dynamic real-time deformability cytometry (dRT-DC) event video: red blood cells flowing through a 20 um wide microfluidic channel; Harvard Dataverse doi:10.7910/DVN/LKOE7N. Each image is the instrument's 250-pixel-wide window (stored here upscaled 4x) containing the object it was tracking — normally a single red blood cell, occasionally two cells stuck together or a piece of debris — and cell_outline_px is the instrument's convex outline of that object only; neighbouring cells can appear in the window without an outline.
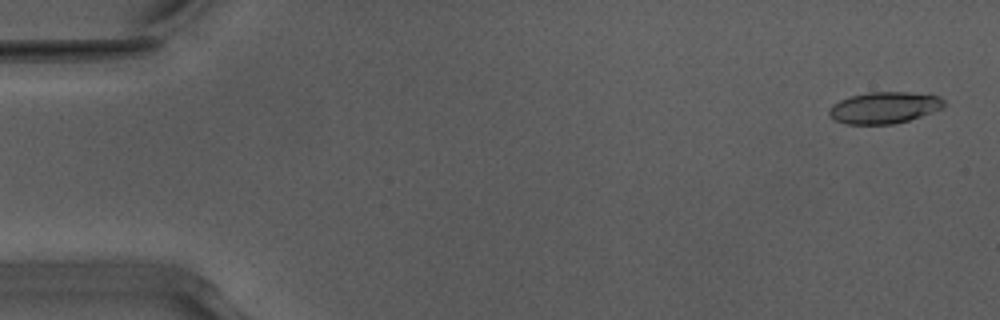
{"species": "Egyptian fruit bat (a non-hibernating species)", "species_latin": "Rousettus aegyptiacus", "temperature_condition": "warm", "stored_images_in_passage": 52, "camera_frame_rate_fps": 3000, "um_per_image_px": 0.085, "animal": {"sex": "male"}, "frame": {"image": 1, "passage_image": 2, "time_ms": 0.333, "image_size_px": [1000, 320], "cell_outline_px": [[944, 108], [908, 120], [892, 124], [844, 124], [828, 116], [828, 108], [832, 104], [840, 100], [852, 96], [868, 92], [908, 92], [940, 96], [944, 100]], "centroid_in_image_um": [75.14, 9.15], "position_along_channel_um": 9.9, "area_um2": 21.15}}
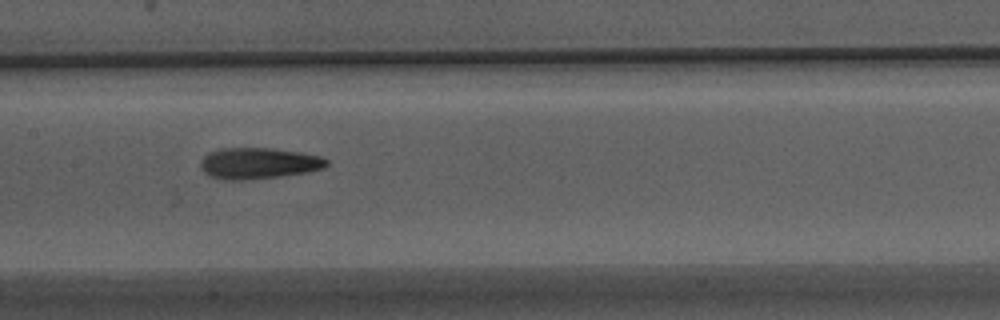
{"frame": {"image": 2, "passage_image": 26, "time_ms": 8.333, "image_size_px": [1000, 320], "cell_outline_px": [[328, 164], [324, 168], [308, 172], [280, 176], [240, 180], [228, 180], [212, 176], [204, 172], [200, 164], [204, 156], [208, 152], [220, 148], [272, 148], [300, 152], [320, 156], [328, 160]], "centroid_in_image_um": [21.99, 13.87], "position_along_channel_um": 185.4, "area_um2": 22.77}}
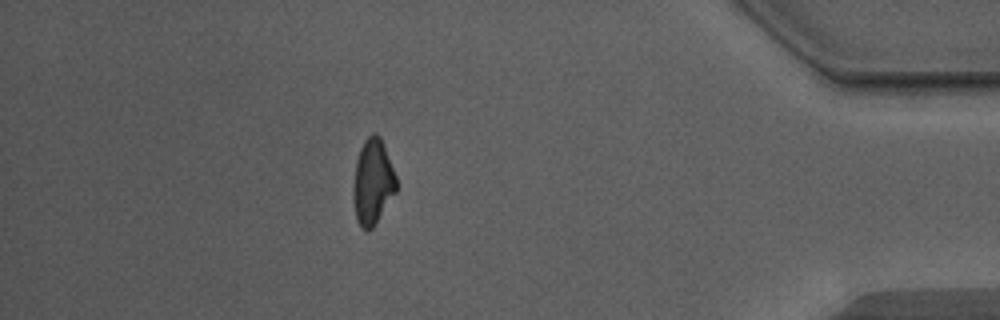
{"frame": {"image": 3, "passage_image": 46, "time_ms": 15.0, "image_size_px": [1000, 320], "cell_outline_px": [[396, 192], [372, 228], [360, 228], [356, 220], [352, 192], [352, 188], [356, 160], [360, 148], [364, 140], [372, 132], [376, 132], [380, 136], [396, 176]], "centroid_in_image_um": [31.66, 15.44], "position_along_channel_um": 403.5, "area_um2": 21.39}, "authors_computed_cell_mechanics": {"area_um2": 21.7617, "velocity_mm_per_s": 3.9682, "shape_relaxation_time_tau1_ms": 7.6149, "shape_relaxation_time_tau2_ms": 3.7528, "deformation_change_tau1": 0.2297, "deformation_change_tau2": 0.1359}}